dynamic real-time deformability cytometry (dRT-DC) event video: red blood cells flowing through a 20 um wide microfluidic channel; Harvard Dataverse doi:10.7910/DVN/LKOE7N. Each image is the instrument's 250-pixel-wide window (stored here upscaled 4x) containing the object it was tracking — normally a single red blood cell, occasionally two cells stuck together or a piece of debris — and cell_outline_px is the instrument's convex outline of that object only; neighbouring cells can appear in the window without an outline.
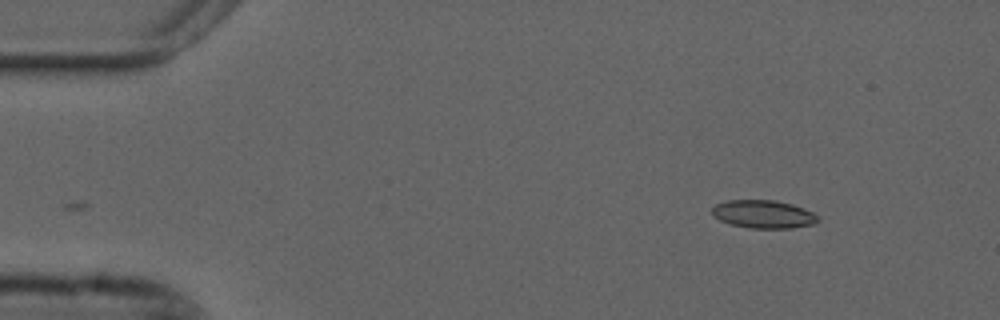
{"species": "common noctule bat (a hibernating species)", "species_latin": "Nyctalus noctula", "temperature_condition": "cold", "stored_images_in_passage": 41, "camera_frame_rate_fps": 3000, "um_per_image_px": 0.085, "animal": {"sex": "male", "forearm_length_mm": 52.5}, "frame": {"image": 1, "passage_image": 1, "time_ms": 0.0, "image_size_px": [1000, 320], "cell_outline_px": [[820, 220], [816, 224], [792, 228], [748, 228], [732, 224], [720, 220], [712, 212], [712, 208], [716, 204], [728, 200], [776, 200], [792, 204], [804, 208], [820, 216]], "centroid_in_image_um": [64.96, 18.21], "position_along_channel_um": 20.0, "area_um2": 17.4}}
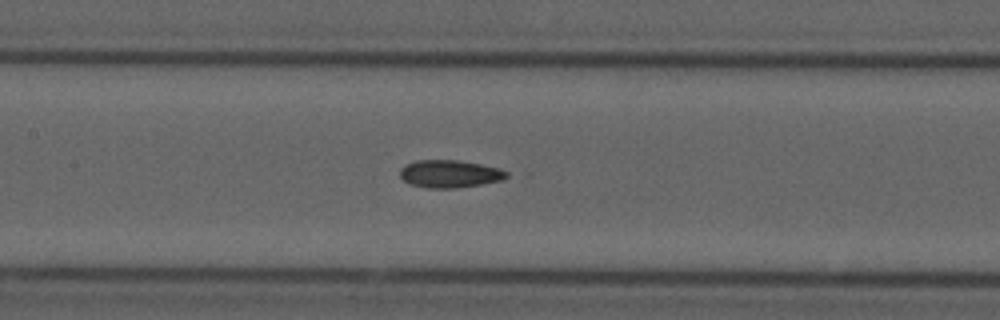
{"frame": {"image": 2, "passage_image": 20, "time_ms": 6.333, "image_size_px": [1000, 320], "cell_outline_px": [[508, 176], [500, 180], [480, 184], [456, 188], [428, 188], [412, 184], [404, 180], [400, 176], [400, 168], [416, 160], [456, 160], [480, 164], [496, 168], [508, 172]], "centroid_in_image_um": [38.2, 14.77], "position_along_channel_um": 169.2, "area_um2": 16.82}}
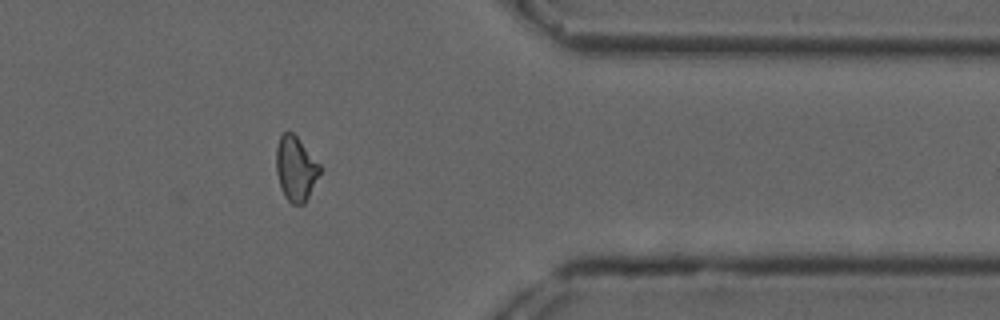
{"frame": {"image": 3, "passage_image": 39, "time_ms": 12.667, "image_size_px": [1000, 320], "cell_outline_px": [[320, 172], [304, 204], [292, 204], [284, 196], [280, 188], [276, 172], [276, 148], [280, 136], [284, 132], [292, 132], [296, 136], [320, 164]], "centroid_in_image_um": [25.11, 14.33], "position_along_channel_um": 386.3, "area_um2": 16.24}, "authors_computed_cell_mechanics": {"area_um2": 16.762, "velocity_mm_per_s": 3.6932, "shape_relaxation_time_tau1_ms": 5.4068, "shape_relaxation_time_tau2_ms": 3.6567, "deformation_change_tau1": 0.1398, "deformation_change_tau2": 0.0929}}